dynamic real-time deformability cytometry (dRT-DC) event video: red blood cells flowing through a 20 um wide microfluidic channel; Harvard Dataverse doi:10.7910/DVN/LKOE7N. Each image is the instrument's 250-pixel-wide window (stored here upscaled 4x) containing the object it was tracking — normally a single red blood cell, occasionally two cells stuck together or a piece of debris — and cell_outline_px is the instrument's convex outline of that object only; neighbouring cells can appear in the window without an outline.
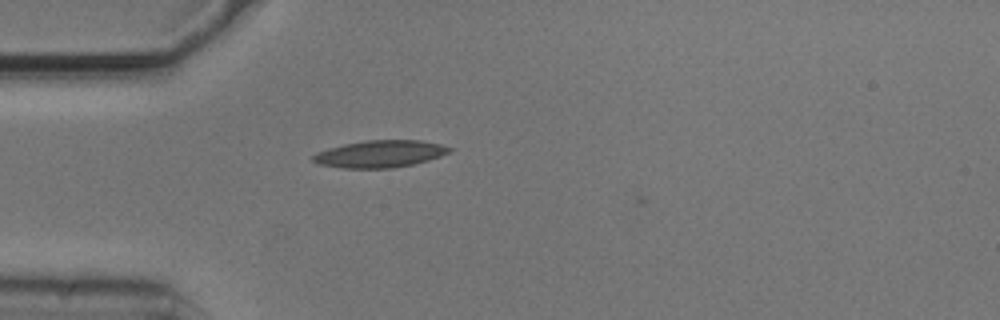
{"species": "common noctule bat (a hibernating species)", "species_latin": "Nyctalus noctula", "temperature_condition": "cold", "stored_images_in_passage": 36, "camera_frame_rate_fps": 3000, "um_per_image_px": 0.085, "animal": {"sex": "male", "body_mass_g": 20.5, "forearm_length_mm": 52.5}, "frame": {"image": 1, "passage_image": 1, "time_ms": 0.0, "image_size_px": [1000, 320], "cell_outline_px": [[452, 148], [448, 152], [440, 156], [428, 160], [412, 164], [392, 168], [344, 168], [320, 164], [312, 160], [312, 156], [316, 152], [328, 148], [344, 144], [364, 140], [420, 140], [440, 144]], "centroid_in_image_um": [32.27, 13.07], "position_along_channel_um": 52.7, "area_um2": 21.39}}
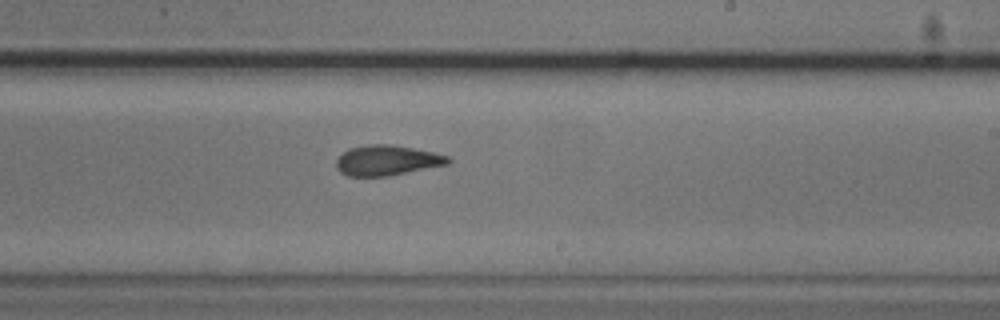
{"frame": {"image": 2, "passage_image": 18, "time_ms": 5.667, "image_size_px": [1000, 320], "cell_outline_px": [[452, 160], [448, 164], [388, 176], [348, 176], [340, 172], [336, 168], [336, 160], [348, 148], [368, 144], [388, 144], [412, 148], [432, 152], [448, 156]], "centroid_in_image_um": [32.87, 13.63], "position_along_channel_um": 256.1, "area_um2": 19.59}}
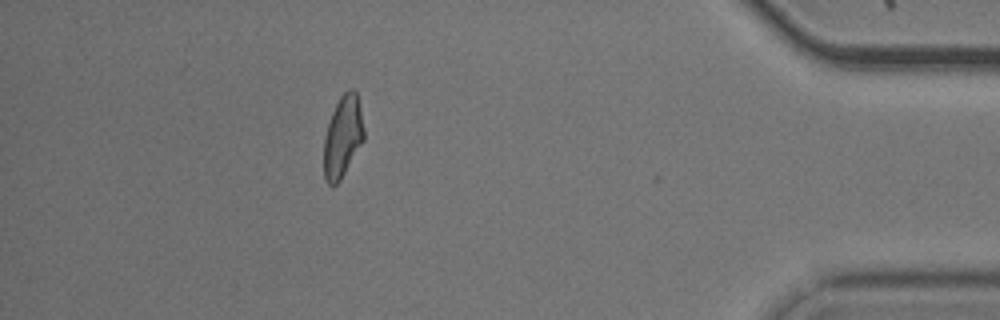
{"frame": {"image": 3, "passage_image": 34, "time_ms": 11.0, "image_size_px": [1000, 320], "cell_outline_px": [[364, 140], [340, 180], [336, 184], [328, 184], [324, 180], [324, 136], [332, 112], [340, 96], [348, 88], [352, 88], [356, 92], [360, 108], [364, 128]], "centroid_in_image_um": [29.13, 11.6], "position_along_channel_um": 406.1, "area_um2": 18.96}, "authors_computed_cell_mechanics": {"area_um2": 19.4497, "velocity_mm_per_s": 3.7157, "shape_relaxation_time_tau1_ms": 4.7113, "shape_relaxation_time_tau2_ms": 3.7529, "deformation_change_tau1": 0.1582, "deformation_change_tau2": 0.1299}}